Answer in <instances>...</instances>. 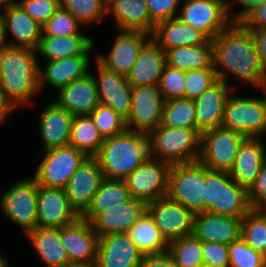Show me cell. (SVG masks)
<instances>
[{"label": "cell", "instance_id": "cell-1", "mask_svg": "<svg viewBox=\"0 0 266 267\" xmlns=\"http://www.w3.org/2000/svg\"><path fill=\"white\" fill-rule=\"evenodd\" d=\"M212 61L217 80L227 85L231 73L243 83L266 87V70L261 65L250 30L232 21L212 40Z\"/></svg>", "mask_w": 266, "mask_h": 267}, {"label": "cell", "instance_id": "cell-2", "mask_svg": "<svg viewBox=\"0 0 266 267\" xmlns=\"http://www.w3.org/2000/svg\"><path fill=\"white\" fill-rule=\"evenodd\" d=\"M37 50L5 46L0 50V94L13 111L39 92Z\"/></svg>", "mask_w": 266, "mask_h": 267}, {"label": "cell", "instance_id": "cell-3", "mask_svg": "<svg viewBox=\"0 0 266 267\" xmlns=\"http://www.w3.org/2000/svg\"><path fill=\"white\" fill-rule=\"evenodd\" d=\"M149 156L148 135L127 129L104 138L95 158L106 179L124 180Z\"/></svg>", "mask_w": 266, "mask_h": 267}, {"label": "cell", "instance_id": "cell-4", "mask_svg": "<svg viewBox=\"0 0 266 267\" xmlns=\"http://www.w3.org/2000/svg\"><path fill=\"white\" fill-rule=\"evenodd\" d=\"M150 157L169 165L198 161L201 133L196 128L159 125L148 134Z\"/></svg>", "mask_w": 266, "mask_h": 267}, {"label": "cell", "instance_id": "cell-5", "mask_svg": "<svg viewBox=\"0 0 266 267\" xmlns=\"http://www.w3.org/2000/svg\"><path fill=\"white\" fill-rule=\"evenodd\" d=\"M205 211L243 218L252 208L248 191L236 183L229 172L210 171L205 167Z\"/></svg>", "mask_w": 266, "mask_h": 267}, {"label": "cell", "instance_id": "cell-6", "mask_svg": "<svg viewBox=\"0 0 266 267\" xmlns=\"http://www.w3.org/2000/svg\"><path fill=\"white\" fill-rule=\"evenodd\" d=\"M194 214L205 211V166L199 161L171 165L167 195Z\"/></svg>", "mask_w": 266, "mask_h": 267}, {"label": "cell", "instance_id": "cell-7", "mask_svg": "<svg viewBox=\"0 0 266 267\" xmlns=\"http://www.w3.org/2000/svg\"><path fill=\"white\" fill-rule=\"evenodd\" d=\"M222 127L240 132L245 137L260 138L266 134V97L228 96Z\"/></svg>", "mask_w": 266, "mask_h": 267}, {"label": "cell", "instance_id": "cell-8", "mask_svg": "<svg viewBox=\"0 0 266 267\" xmlns=\"http://www.w3.org/2000/svg\"><path fill=\"white\" fill-rule=\"evenodd\" d=\"M245 138L240 132L222 126L205 131L201 133L198 161L210 171L230 172Z\"/></svg>", "mask_w": 266, "mask_h": 267}, {"label": "cell", "instance_id": "cell-9", "mask_svg": "<svg viewBox=\"0 0 266 267\" xmlns=\"http://www.w3.org/2000/svg\"><path fill=\"white\" fill-rule=\"evenodd\" d=\"M37 196L38 183L32 177L14 183L0 197L1 212L25 235L37 226Z\"/></svg>", "mask_w": 266, "mask_h": 267}, {"label": "cell", "instance_id": "cell-10", "mask_svg": "<svg viewBox=\"0 0 266 267\" xmlns=\"http://www.w3.org/2000/svg\"><path fill=\"white\" fill-rule=\"evenodd\" d=\"M43 160L33 178L38 185L64 189L67 181L87 156L73 146L43 150Z\"/></svg>", "mask_w": 266, "mask_h": 267}, {"label": "cell", "instance_id": "cell-11", "mask_svg": "<svg viewBox=\"0 0 266 267\" xmlns=\"http://www.w3.org/2000/svg\"><path fill=\"white\" fill-rule=\"evenodd\" d=\"M170 168L168 163L149 156L124 179L131 197L146 204L166 197Z\"/></svg>", "mask_w": 266, "mask_h": 267}, {"label": "cell", "instance_id": "cell-12", "mask_svg": "<svg viewBox=\"0 0 266 267\" xmlns=\"http://www.w3.org/2000/svg\"><path fill=\"white\" fill-rule=\"evenodd\" d=\"M185 1V2H184ZM178 18L213 40L232 21L227 7L217 0H184Z\"/></svg>", "mask_w": 266, "mask_h": 267}, {"label": "cell", "instance_id": "cell-13", "mask_svg": "<svg viewBox=\"0 0 266 267\" xmlns=\"http://www.w3.org/2000/svg\"><path fill=\"white\" fill-rule=\"evenodd\" d=\"M164 102L159 85L132 87L131 112L126 120L127 129L148 135L161 125Z\"/></svg>", "mask_w": 266, "mask_h": 267}, {"label": "cell", "instance_id": "cell-14", "mask_svg": "<svg viewBox=\"0 0 266 267\" xmlns=\"http://www.w3.org/2000/svg\"><path fill=\"white\" fill-rule=\"evenodd\" d=\"M146 212L167 243L193 234L195 214L167 196L147 203Z\"/></svg>", "mask_w": 266, "mask_h": 267}, {"label": "cell", "instance_id": "cell-15", "mask_svg": "<svg viewBox=\"0 0 266 267\" xmlns=\"http://www.w3.org/2000/svg\"><path fill=\"white\" fill-rule=\"evenodd\" d=\"M107 55L96 54V59L108 70L128 76L142 48L152 39L141 31L119 30Z\"/></svg>", "mask_w": 266, "mask_h": 267}, {"label": "cell", "instance_id": "cell-16", "mask_svg": "<svg viewBox=\"0 0 266 267\" xmlns=\"http://www.w3.org/2000/svg\"><path fill=\"white\" fill-rule=\"evenodd\" d=\"M97 76L93 75L99 103L109 106L127 120L131 112L132 86L126 76L104 67L96 58Z\"/></svg>", "mask_w": 266, "mask_h": 267}, {"label": "cell", "instance_id": "cell-17", "mask_svg": "<svg viewBox=\"0 0 266 267\" xmlns=\"http://www.w3.org/2000/svg\"><path fill=\"white\" fill-rule=\"evenodd\" d=\"M104 179L95 157H87L69 178L64 191L70 205L79 215L89 206Z\"/></svg>", "mask_w": 266, "mask_h": 267}, {"label": "cell", "instance_id": "cell-18", "mask_svg": "<svg viewBox=\"0 0 266 267\" xmlns=\"http://www.w3.org/2000/svg\"><path fill=\"white\" fill-rule=\"evenodd\" d=\"M79 217L70 205L64 189L38 185L36 227L60 229L72 224Z\"/></svg>", "mask_w": 266, "mask_h": 267}, {"label": "cell", "instance_id": "cell-19", "mask_svg": "<svg viewBox=\"0 0 266 267\" xmlns=\"http://www.w3.org/2000/svg\"><path fill=\"white\" fill-rule=\"evenodd\" d=\"M2 18L7 46L38 49L43 27L29 17L15 0L4 10ZM8 33L13 40L7 42Z\"/></svg>", "mask_w": 266, "mask_h": 267}, {"label": "cell", "instance_id": "cell-20", "mask_svg": "<svg viewBox=\"0 0 266 267\" xmlns=\"http://www.w3.org/2000/svg\"><path fill=\"white\" fill-rule=\"evenodd\" d=\"M143 254L127 233L98 238L97 267H139Z\"/></svg>", "mask_w": 266, "mask_h": 267}, {"label": "cell", "instance_id": "cell-21", "mask_svg": "<svg viewBox=\"0 0 266 267\" xmlns=\"http://www.w3.org/2000/svg\"><path fill=\"white\" fill-rule=\"evenodd\" d=\"M233 89V85L229 86L224 81L217 80L194 99L196 129L200 133L222 125L225 102Z\"/></svg>", "mask_w": 266, "mask_h": 267}, {"label": "cell", "instance_id": "cell-22", "mask_svg": "<svg viewBox=\"0 0 266 267\" xmlns=\"http://www.w3.org/2000/svg\"><path fill=\"white\" fill-rule=\"evenodd\" d=\"M146 203L131 198L129 201L99 213L92 221V227L99 237L127 231L146 212Z\"/></svg>", "mask_w": 266, "mask_h": 267}, {"label": "cell", "instance_id": "cell-23", "mask_svg": "<svg viewBox=\"0 0 266 267\" xmlns=\"http://www.w3.org/2000/svg\"><path fill=\"white\" fill-rule=\"evenodd\" d=\"M60 240L71 261H96L98 235L91 222L79 217L60 228Z\"/></svg>", "mask_w": 266, "mask_h": 267}, {"label": "cell", "instance_id": "cell-24", "mask_svg": "<svg viewBox=\"0 0 266 267\" xmlns=\"http://www.w3.org/2000/svg\"><path fill=\"white\" fill-rule=\"evenodd\" d=\"M74 118L72 113L55 101L42 109L39 117V131L44 150L69 145Z\"/></svg>", "mask_w": 266, "mask_h": 267}, {"label": "cell", "instance_id": "cell-25", "mask_svg": "<svg viewBox=\"0 0 266 267\" xmlns=\"http://www.w3.org/2000/svg\"><path fill=\"white\" fill-rule=\"evenodd\" d=\"M241 218L204 211L195 214L193 234L202 242L229 245L241 235Z\"/></svg>", "mask_w": 266, "mask_h": 267}, {"label": "cell", "instance_id": "cell-26", "mask_svg": "<svg viewBox=\"0 0 266 267\" xmlns=\"http://www.w3.org/2000/svg\"><path fill=\"white\" fill-rule=\"evenodd\" d=\"M265 162L266 145L262 139L246 137L239 146L229 174L236 183L248 190Z\"/></svg>", "mask_w": 266, "mask_h": 267}, {"label": "cell", "instance_id": "cell-27", "mask_svg": "<svg viewBox=\"0 0 266 267\" xmlns=\"http://www.w3.org/2000/svg\"><path fill=\"white\" fill-rule=\"evenodd\" d=\"M89 55H78L48 61L45 68L40 66L39 91L44 85H49L56 92L72 81L86 76L90 70ZM89 70V71H88Z\"/></svg>", "mask_w": 266, "mask_h": 267}, {"label": "cell", "instance_id": "cell-28", "mask_svg": "<svg viewBox=\"0 0 266 267\" xmlns=\"http://www.w3.org/2000/svg\"><path fill=\"white\" fill-rule=\"evenodd\" d=\"M115 20L118 31L153 34L156 22L151 18L146 0H107V16Z\"/></svg>", "mask_w": 266, "mask_h": 267}, {"label": "cell", "instance_id": "cell-29", "mask_svg": "<svg viewBox=\"0 0 266 267\" xmlns=\"http://www.w3.org/2000/svg\"><path fill=\"white\" fill-rule=\"evenodd\" d=\"M55 102L76 115H89L99 104L98 92L93 75L76 79L58 90Z\"/></svg>", "mask_w": 266, "mask_h": 267}, {"label": "cell", "instance_id": "cell-30", "mask_svg": "<svg viewBox=\"0 0 266 267\" xmlns=\"http://www.w3.org/2000/svg\"><path fill=\"white\" fill-rule=\"evenodd\" d=\"M151 37L165 52L180 46L206 44L210 40L203 32L187 25L178 17L158 22Z\"/></svg>", "mask_w": 266, "mask_h": 267}, {"label": "cell", "instance_id": "cell-31", "mask_svg": "<svg viewBox=\"0 0 266 267\" xmlns=\"http://www.w3.org/2000/svg\"><path fill=\"white\" fill-rule=\"evenodd\" d=\"M167 65L166 53L152 39L142 48L131 72L127 76L132 87L159 85Z\"/></svg>", "mask_w": 266, "mask_h": 267}, {"label": "cell", "instance_id": "cell-32", "mask_svg": "<svg viewBox=\"0 0 266 267\" xmlns=\"http://www.w3.org/2000/svg\"><path fill=\"white\" fill-rule=\"evenodd\" d=\"M94 39L85 35L54 37L42 35L37 54L46 61L89 55L94 49Z\"/></svg>", "mask_w": 266, "mask_h": 267}, {"label": "cell", "instance_id": "cell-33", "mask_svg": "<svg viewBox=\"0 0 266 267\" xmlns=\"http://www.w3.org/2000/svg\"><path fill=\"white\" fill-rule=\"evenodd\" d=\"M27 237L46 267H62L69 261L60 240V229L36 227Z\"/></svg>", "mask_w": 266, "mask_h": 267}, {"label": "cell", "instance_id": "cell-34", "mask_svg": "<svg viewBox=\"0 0 266 267\" xmlns=\"http://www.w3.org/2000/svg\"><path fill=\"white\" fill-rule=\"evenodd\" d=\"M131 198L124 180L105 178L80 217L91 222L99 213L123 204Z\"/></svg>", "mask_w": 266, "mask_h": 267}, {"label": "cell", "instance_id": "cell-35", "mask_svg": "<svg viewBox=\"0 0 266 267\" xmlns=\"http://www.w3.org/2000/svg\"><path fill=\"white\" fill-rule=\"evenodd\" d=\"M165 53L167 65L182 71L214 68L212 40L202 45L175 47L168 49Z\"/></svg>", "mask_w": 266, "mask_h": 267}, {"label": "cell", "instance_id": "cell-36", "mask_svg": "<svg viewBox=\"0 0 266 267\" xmlns=\"http://www.w3.org/2000/svg\"><path fill=\"white\" fill-rule=\"evenodd\" d=\"M127 234L143 255L167 252L168 243L147 212L127 231Z\"/></svg>", "mask_w": 266, "mask_h": 267}, {"label": "cell", "instance_id": "cell-37", "mask_svg": "<svg viewBox=\"0 0 266 267\" xmlns=\"http://www.w3.org/2000/svg\"><path fill=\"white\" fill-rule=\"evenodd\" d=\"M104 138L99 133L90 115H76L71 128L69 145L83 152L87 157H95Z\"/></svg>", "mask_w": 266, "mask_h": 267}, {"label": "cell", "instance_id": "cell-38", "mask_svg": "<svg viewBox=\"0 0 266 267\" xmlns=\"http://www.w3.org/2000/svg\"><path fill=\"white\" fill-rule=\"evenodd\" d=\"M167 252L177 267H200L203 263L202 241L194 234L168 243Z\"/></svg>", "mask_w": 266, "mask_h": 267}, {"label": "cell", "instance_id": "cell-39", "mask_svg": "<svg viewBox=\"0 0 266 267\" xmlns=\"http://www.w3.org/2000/svg\"><path fill=\"white\" fill-rule=\"evenodd\" d=\"M161 125L170 128H196L194 100L187 98L166 100Z\"/></svg>", "mask_w": 266, "mask_h": 267}, {"label": "cell", "instance_id": "cell-40", "mask_svg": "<svg viewBox=\"0 0 266 267\" xmlns=\"http://www.w3.org/2000/svg\"><path fill=\"white\" fill-rule=\"evenodd\" d=\"M240 237L266 256V214L261 209L252 208L242 218Z\"/></svg>", "mask_w": 266, "mask_h": 267}, {"label": "cell", "instance_id": "cell-41", "mask_svg": "<svg viewBox=\"0 0 266 267\" xmlns=\"http://www.w3.org/2000/svg\"><path fill=\"white\" fill-rule=\"evenodd\" d=\"M60 3L83 26L100 23L107 17V0H60Z\"/></svg>", "mask_w": 266, "mask_h": 267}, {"label": "cell", "instance_id": "cell-42", "mask_svg": "<svg viewBox=\"0 0 266 267\" xmlns=\"http://www.w3.org/2000/svg\"><path fill=\"white\" fill-rule=\"evenodd\" d=\"M89 115L103 138L112 137L127 130L126 119L109 106L99 103Z\"/></svg>", "mask_w": 266, "mask_h": 267}, {"label": "cell", "instance_id": "cell-43", "mask_svg": "<svg viewBox=\"0 0 266 267\" xmlns=\"http://www.w3.org/2000/svg\"><path fill=\"white\" fill-rule=\"evenodd\" d=\"M42 27V35L46 36L69 37L72 35H86L81 32L80 28L82 24L70 12L62 7H60Z\"/></svg>", "mask_w": 266, "mask_h": 267}, {"label": "cell", "instance_id": "cell-44", "mask_svg": "<svg viewBox=\"0 0 266 267\" xmlns=\"http://www.w3.org/2000/svg\"><path fill=\"white\" fill-rule=\"evenodd\" d=\"M228 247L230 267H266V256L251 248L241 237Z\"/></svg>", "mask_w": 266, "mask_h": 267}, {"label": "cell", "instance_id": "cell-45", "mask_svg": "<svg viewBox=\"0 0 266 267\" xmlns=\"http://www.w3.org/2000/svg\"><path fill=\"white\" fill-rule=\"evenodd\" d=\"M217 81L214 68H202L185 71L184 98L196 99Z\"/></svg>", "mask_w": 266, "mask_h": 267}, {"label": "cell", "instance_id": "cell-46", "mask_svg": "<svg viewBox=\"0 0 266 267\" xmlns=\"http://www.w3.org/2000/svg\"><path fill=\"white\" fill-rule=\"evenodd\" d=\"M185 71L166 65L160 79L159 89L164 100L184 98Z\"/></svg>", "mask_w": 266, "mask_h": 267}, {"label": "cell", "instance_id": "cell-47", "mask_svg": "<svg viewBox=\"0 0 266 267\" xmlns=\"http://www.w3.org/2000/svg\"><path fill=\"white\" fill-rule=\"evenodd\" d=\"M29 17L42 26L61 7L60 0H17Z\"/></svg>", "mask_w": 266, "mask_h": 267}, {"label": "cell", "instance_id": "cell-48", "mask_svg": "<svg viewBox=\"0 0 266 267\" xmlns=\"http://www.w3.org/2000/svg\"><path fill=\"white\" fill-rule=\"evenodd\" d=\"M203 263L214 267H230L229 247L226 244L202 242Z\"/></svg>", "mask_w": 266, "mask_h": 267}, {"label": "cell", "instance_id": "cell-49", "mask_svg": "<svg viewBox=\"0 0 266 267\" xmlns=\"http://www.w3.org/2000/svg\"><path fill=\"white\" fill-rule=\"evenodd\" d=\"M181 0H146L151 18L156 22L178 17ZM179 4V5H178Z\"/></svg>", "mask_w": 266, "mask_h": 267}, {"label": "cell", "instance_id": "cell-50", "mask_svg": "<svg viewBox=\"0 0 266 267\" xmlns=\"http://www.w3.org/2000/svg\"><path fill=\"white\" fill-rule=\"evenodd\" d=\"M247 191L251 208L266 207V162L262 165L257 178Z\"/></svg>", "mask_w": 266, "mask_h": 267}, {"label": "cell", "instance_id": "cell-51", "mask_svg": "<svg viewBox=\"0 0 266 267\" xmlns=\"http://www.w3.org/2000/svg\"><path fill=\"white\" fill-rule=\"evenodd\" d=\"M238 22L246 29L253 31L266 27V1L251 7Z\"/></svg>", "mask_w": 266, "mask_h": 267}, {"label": "cell", "instance_id": "cell-52", "mask_svg": "<svg viewBox=\"0 0 266 267\" xmlns=\"http://www.w3.org/2000/svg\"><path fill=\"white\" fill-rule=\"evenodd\" d=\"M139 267H177L168 252L143 255Z\"/></svg>", "mask_w": 266, "mask_h": 267}, {"label": "cell", "instance_id": "cell-53", "mask_svg": "<svg viewBox=\"0 0 266 267\" xmlns=\"http://www.w3.org/2000/svg\"><path fill=\"white\" fill-rule=\"evenodd\" d=\"M261 65L266 70V27L250 31Z\"/></svg>", "mask_w": 266, "mask_h": 267}, {"label": "cell", "instance_id": "cell-54", "mask_svg": "<svg viewBox=\"0 0 266 267\" xmlns=\"http://www.w3.org/2000/svg\"><path fill=\"white\" fill-rule=\"evenodd\" d=\"M265 1L266 0H237L236 2L245 8L233 16V20L238 21L251 7L261 5Z\"/></svg>", "mask_w": 266, "mask_h": 267}, {"label": "cell", "instance_id": "cell-55", "mask_svg": "<svg viewBox=\"0 0 266 267\" xmlns=\"http://www.w3.org/2000/svg\"><path fill=\"white\" fill-rule=\"evenodd\" d=\"M62 267H97L96 261H71L66 262Z\"/></svg>", "mask_w": 266, "mask_h": 267}, {"label": "cell", "instance_id": "cell-56", "mask_svg": "<svg viewBox=\"0 0 266 267\" xmlns=\"http://www.w3.org/2000/svg\"><path fill=\"white\" fill-rule=\"evenodd\" d=\"M11 111L12 110L5 104L0 94V123L6 119L7 115L10 114Z\"/></svg>", "mask_w": 266, "mask_h": 267}, {"label": "cell", "instance_id": "cell-57", "mask_svg": "<svg viewBox=\"0 0 266 267\" xmlns=\"http://www.w3.org/2000/svg\"><path fill=\"white\" fill-rule=\"evenodd\" d=\"M7 46L4 36V28H3V18L2 14L0 13V50Z\"/></svg>", "mask_w": 266, "mask_h": 267}, {"label": "cell", "instance_id": "cell-58", "mask_svg": "<svg viewBox=\"0 0 266 267\" xmlns=\"http://www.w3.org/2000/svg\"><path fill=\"white\" fill-rule=\"evenodd\" d=\"M217 1H220V2H222L226 7H227V9H228V11H229V13H230V15H231V17L233 18V15H235L234 13H232L231 12V5H232V0L231 1H229V0H217ZM231 4V5H230Z\"/></svg>", "mask_w": 266, "mask_h": 267}, {"label": "cell", "instance_id": "cell-59", "mask_svg": "<svg viewBox=\"0 0 266 267\" xmlns=\"http://www.w3.org/2000/svg\"><path fill=\"white\" fill-rule=\"evenodd\" d=\"M0 267H8V259L0 254Z\"/></svg>", "mask_w": 266, "mask_h": 267}, {"label": "cell", "instance_id": "cell-60", "mask_svg": "<svg viewBox=\"0 0 266 267\" xmlns=\"http://www.w3.org/2000/svg\"><path fill=\"white\" fill-rule=\"evenodd\" d=\"M13 0H0V7H3V11L8 7V5L12 2Z\"/></svg>", "mask_w": 266, "mask_h": 267}, {"label": "cell", "instance_id": "cell-61", "mask_svg": "<svg viewBox=\"0 0 266 267\" xmlns=\"http://www.w3.org/2000/svg\"><path fill=\"white\" fill-rule=\"evenodd\" d=\"M200 267H214V266H209V265H206V264H202Z\"/></svg>", "mask_w": 266, "mask_h": 267}, {"label": "cell", "instance_id": "cell-62", "mask_svg": "<svg viewBox=\"0 0 266 267\" xmlns=\"http://www.w3.org/2000/svg\"><path fill=\"white\" fill-rule=\"evenodd\" d=\"M261 210L266 214V207L265 208H261Z\"/></svg>", "mask_w": 266, "mask_h": 267}]
</instances>
